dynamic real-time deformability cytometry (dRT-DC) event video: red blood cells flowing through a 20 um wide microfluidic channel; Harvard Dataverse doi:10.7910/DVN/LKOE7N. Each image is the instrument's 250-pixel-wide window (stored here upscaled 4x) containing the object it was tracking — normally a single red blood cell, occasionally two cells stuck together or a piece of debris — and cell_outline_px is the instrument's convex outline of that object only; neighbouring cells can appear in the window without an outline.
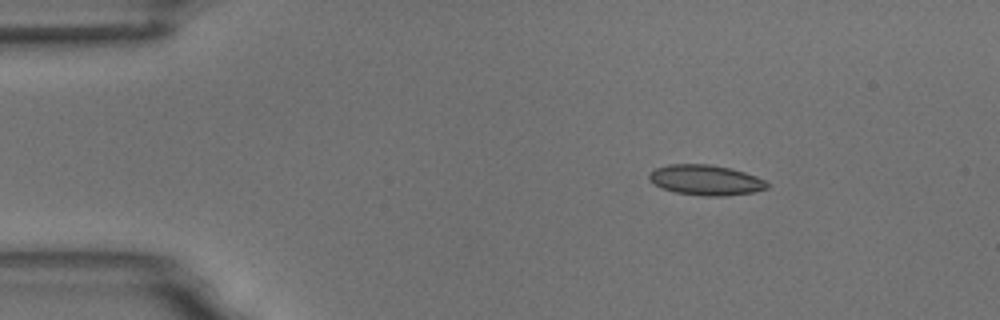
{"species": "common noctule bat (a hibernating species)", "species_latin": "Nyctalus noctula", "temperature_condition": "room temperature", "stored_images_in_passage": 4, "camera_frame_rate_fps": 3000, "um_per_image_px": 0.085, "animal": {"sex": "male", "body_mass_g": 18.8}, "frame": {"image": 1, "passage_image": 3, "time_ms": 2.333, "image_size_px": [1000, 320], "cell_outline_px": [[768, 188], [752, 192], [724, 196], [704, 196], [676, 192], [664, 188], [656, 184], [648, 176], [648, 172], [656, 168], [668, 164], [708, 164], [728, 168], [744, 172], [756, 176], [764, 180], [768, 184]], "centroid_in_image_um": [59.99, 15.3], "position_along_channel_um": 25.0, "area_um2": 20.52}}